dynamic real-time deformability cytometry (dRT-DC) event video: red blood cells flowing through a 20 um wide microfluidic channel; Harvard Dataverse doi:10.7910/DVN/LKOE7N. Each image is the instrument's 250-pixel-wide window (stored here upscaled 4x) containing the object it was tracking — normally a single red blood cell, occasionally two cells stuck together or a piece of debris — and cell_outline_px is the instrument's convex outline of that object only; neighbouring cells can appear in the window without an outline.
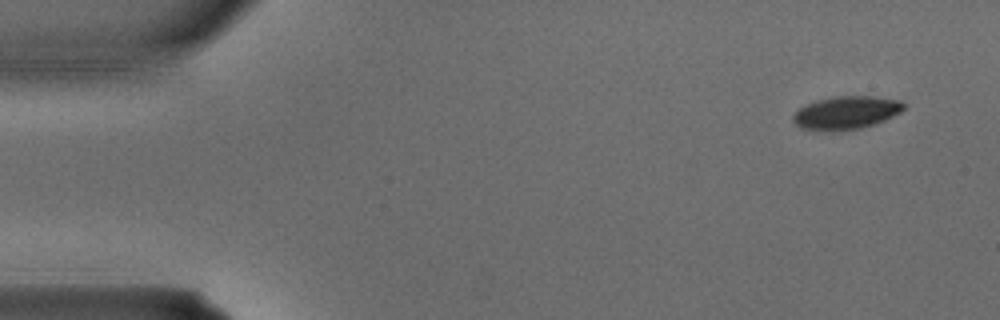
{"species": "common noctule bat (a hibernating species)", "species_latin": "Nyctalus noctula", "temperature_condition": "warm", "stored_images_in_passage": 3, "camera_frame_rate_fps": 3000, "um_per_image_px": 0.085, "animal": {"sex": "male", "body_mass_g": 15.6}, "frame": {"image": 1, "passage_image": 1, "time_ms": 0.0, "image_size_px": [1000, 320], "cell_outline_px": [[904, 108], [900, 112], [884, 120], [860, 128], [832, 132], [800, 128], [792, 120], [792, 116], [804, 104], [816, 100], [836, 96], [872, 96], [900, 100], [904, 104]], "centroid_in_image_um": [71.88, 9.58], "position_along_channel_um": 13.1, "area_um2": 21.33}}